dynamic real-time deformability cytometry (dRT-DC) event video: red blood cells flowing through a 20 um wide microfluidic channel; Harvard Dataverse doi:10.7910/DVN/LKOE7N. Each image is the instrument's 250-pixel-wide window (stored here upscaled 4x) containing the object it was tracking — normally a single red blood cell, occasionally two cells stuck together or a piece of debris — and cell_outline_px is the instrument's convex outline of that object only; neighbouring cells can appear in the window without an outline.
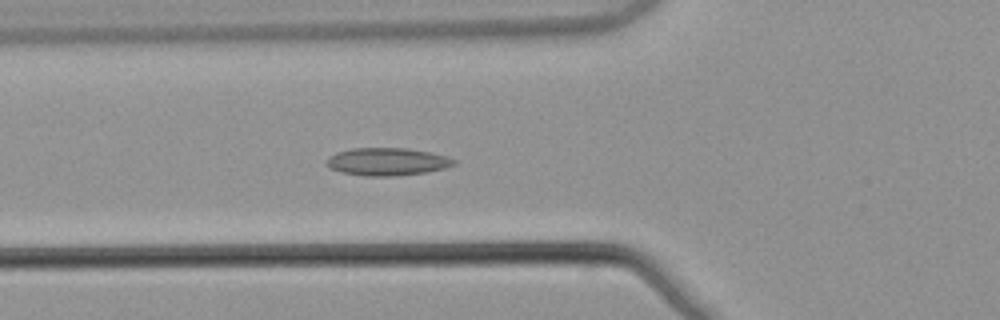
{"species": "common noctule bat (a hibernating species)", "species_latin": "Nyctalus noctula", "temperature_condition": "warm", "stored_images_in_passage": 4, "camera_frame_rate_fps": 3000, "um_per_image_px": 0.085, "animal": {"sex": "male", "body_mass_g": 21.5, "forearm_length_mm": 52.0}, "frame": {"image": 1, "passage_image": 4, "time_ms": 1.0, "image_size_px": [1000, 320], "cell_outline_px": [[456, 164], [444, 168], [424, 172], [396, 176], [364, 176], [344, 172], [332, 168], [324, 164], [328, 156], [336, 152], [352, 148], [404, 148], [428, 152], [444, 156], [456, 160]], "centroid_in_image_um": [32.87, 13.74], "position_along_channel_um": 92.9, "area_um2": 20.35}}